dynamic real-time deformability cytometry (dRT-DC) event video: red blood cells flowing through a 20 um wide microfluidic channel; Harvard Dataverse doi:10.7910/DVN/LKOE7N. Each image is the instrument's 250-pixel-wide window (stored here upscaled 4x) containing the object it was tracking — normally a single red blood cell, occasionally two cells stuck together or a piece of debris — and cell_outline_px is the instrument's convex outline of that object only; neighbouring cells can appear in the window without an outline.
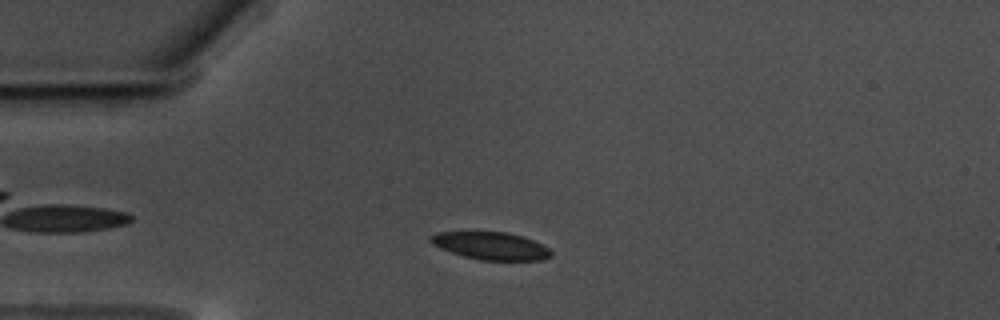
{"species": "common noctule bat (a hibernating species)", "species_latin": "Nyctalus noctula", "temperature_condition": "warm", "stored_images_in_passage": 53, "camera_frame_rate_fps": 3000, "um_per_image_px": 0.085, "animal": {"sex": "male", "body_mass_g": 17.5, "forearm_length_mm": 52.3}, "frame": {"image": 1, "passage_image": 9, "time_ms": 2.667, "image_size_px": [1000, 320], "cell_outline_px": [[552, 256], [544, 260], [480, 260], [464, 256], [440, 248], [432, 244], [428, 240], [428, 236], [436, 232], [508, 232], [524, 236], [548, 248], [552, 252]], "centroid_in_image_um": [41.71, 20.89], "position_along_channel_um": 43.3, "area_um2": 19.42}}
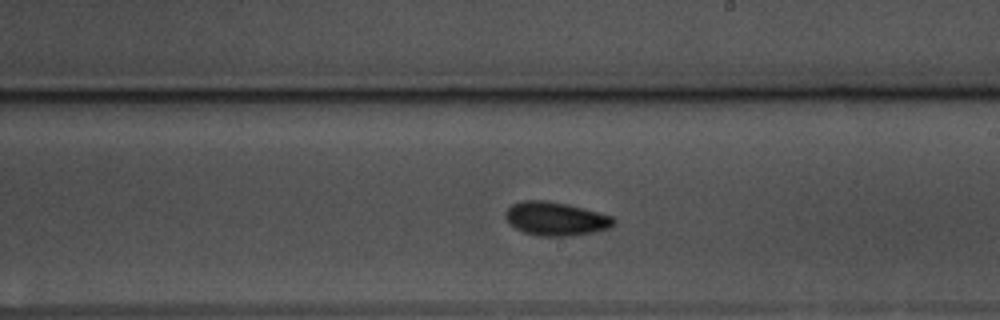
{"frame": {"image": 2, "passage_image": 28, "time_ms": 9.0, "image_size_px": [1000, 320], "cell_outline_px": [[616, 224], [608, 228], [596, 232], [576, 236], [540, 236], [524, 232], [508, 224], [504, 216], [504, 212], [512, 204], [520, 200], [544, 200], [564, 204], [600, 212], [612, 216], [616, 220]], "centroid_in_image_um": [47.23, 18.6], "position_along_channel_um": 241.8, "area_um2": 21.44}}
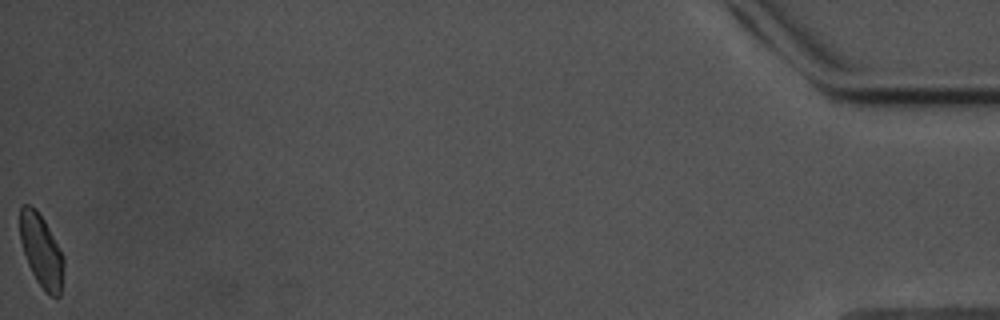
{"frame": {"image": 3, "passage_image": 53, "time_ms": 17.333, "image_size_px": [1000, 320], "cell_outline_px": [[64, 264], [60, 296], [56, 300], [36, 280], [28, 264], [20, 240], [20, 204], [28, 204], [36, 208], [44, 220], [60, 248], [64, 256]], "centroid_in_image_um": [3.52, 21.29], "position_along_channel_um": 431.7, "area_um2": 18.5}, "authors_computed_cell_mechanics": {"area_um2": 19.9988, "velocity_mm_per_s": 3.4917, "shape_relaxation_time_tau1_ms": 3.4659, "shape_relaxation_time_tau2_ms": 2.9604, "deformation_change_tau1": 0.087, "deformation_change_tau2": 0.0648}}